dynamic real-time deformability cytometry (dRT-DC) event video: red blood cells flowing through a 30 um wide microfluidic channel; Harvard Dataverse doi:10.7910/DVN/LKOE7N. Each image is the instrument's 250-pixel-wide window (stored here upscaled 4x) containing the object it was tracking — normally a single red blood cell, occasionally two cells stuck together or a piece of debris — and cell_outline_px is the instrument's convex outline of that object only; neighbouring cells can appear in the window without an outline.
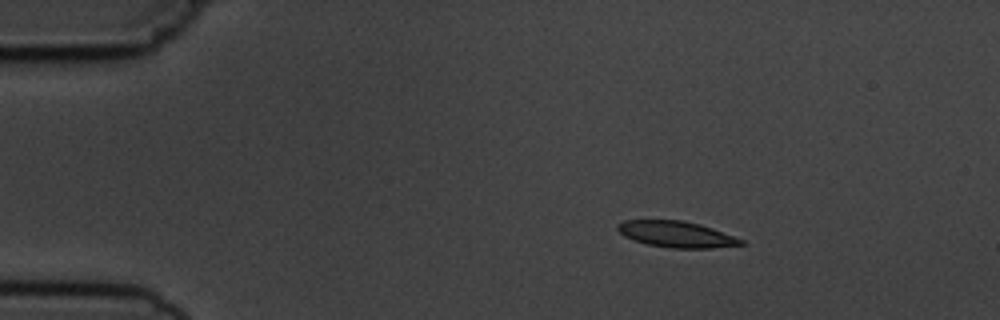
{"species": "common noctule bat (a hibernating species)", "species_latin": "Nyctalus noctula", "temperature_condition": "cold", "stored_images_in_passage": 4, "camera_frame_rate_fps": 3000, "um_per_image_px": 0.085, "animal": {"sex": "male", "body_mass_g": 19.5, "forearm_length_mm": 54.6}, "frame": {"image": 1, "passage_image": 2, "time_ms": 1.0, "image_size_px": [1000, 320], "cell_outline_px": [[748, 244], [712, 248], [672, 248], [648, 244], [632, 240], [624, 236], [616, 228], [616, 224], [624, 220], [684, 220], [700, 224], [712, 228], [744, 240]], "centroid_in_image_um": [57.49, 19.91], "position_along_channel_um": 27.5, "area_um2": 18.9}}